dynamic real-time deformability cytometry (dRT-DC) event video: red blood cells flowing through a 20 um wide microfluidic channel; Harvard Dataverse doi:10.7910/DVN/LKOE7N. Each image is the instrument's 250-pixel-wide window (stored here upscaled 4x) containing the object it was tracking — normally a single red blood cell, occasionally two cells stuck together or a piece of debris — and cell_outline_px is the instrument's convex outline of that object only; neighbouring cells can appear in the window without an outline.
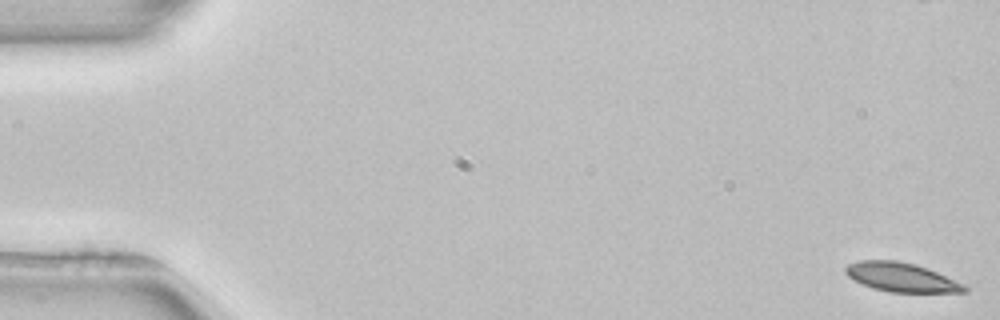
{"species": "common noctule bat (a hibernating species)", "species_latin": "Nyctalus noctula", "temperature_condition": "room temperature", "stored_images_in_passage": 54, "camera_frame_rate_fps": 3000, "um_per_image_px": 0.085, "animal": {"sex": "female", "body_mass_g": 22.7, "forearm_length_mm": 54.2}, "frame": {"image": 1, "passage_image": 1, "time_ms": 0.0, "image_size_px": [1000, 320], "cell_outline_px": [[968, 292], [888, 292], [872, 288], [848, 276], [844, 272], [844, 268], [848, 264], [860, 260], [896, 260], [916, 264], [936, 272], [964, 284], [968, 288]], "centroid_in_image_um": [76.6, 23.56], "position_along_channel_um": 8.4, "area_um2": 20.0}}
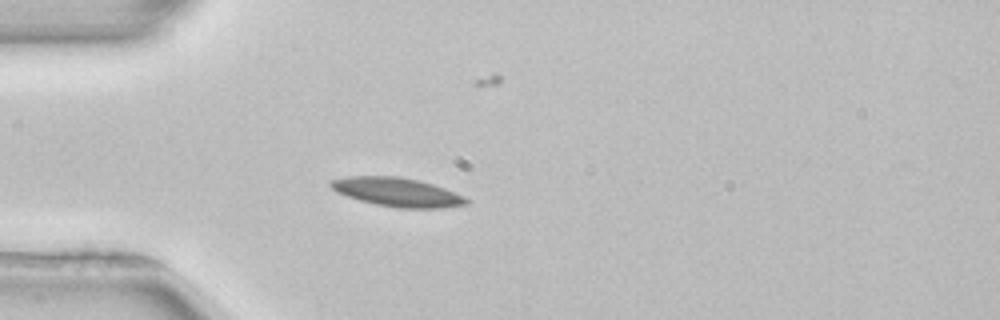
{"frame": {"image": 2, "passage_image": 15, "time_ms": 4.667, "image_size_px": [1000, 320], "cell_outline_px": [[468, 204], [440, 208], [400, 208], [376, 204], [360, 200], [336, 192], [328, 184], [328, 180], [348, 176], [400, 176], [420, 180], [444, 188], [464, 196], [468, 200]], "centroid_in_image_um": [33.73, 16.32], "position_along_channel_um": 51.3, "area_um2": 22.77}}
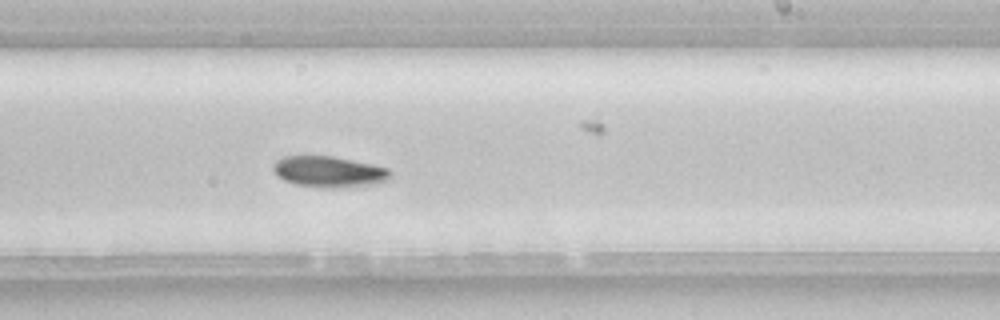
{"frame": {"image": 3, "passage_image": 32, "time_ms": 10.333, "image_size_px": [1000, 320], "cell_outline_px": [[392, 172], [388, 180], [376, 184], [296, 184], [284, 180], [276, 176], [272, 168], [272, 164], [276, 160], [284, 156], [332, 156], [372, 164], [388, 168]], "centroid_in_image_um": [27.92, 14.52], "position_along_channel_um": 261.1, "area_um2": 20.0}, "authors_computed_cell_mechanics": {"area_um2": 20.4323, "velocity_mm_per_s": 3.9095, "shape_relaxation_time_tau1_ms": 2.4577, "shape_relaxation_time_tau2_ms": null, "deformation_change_tau1": 0.0822, "deformation_change_tau2": null}}